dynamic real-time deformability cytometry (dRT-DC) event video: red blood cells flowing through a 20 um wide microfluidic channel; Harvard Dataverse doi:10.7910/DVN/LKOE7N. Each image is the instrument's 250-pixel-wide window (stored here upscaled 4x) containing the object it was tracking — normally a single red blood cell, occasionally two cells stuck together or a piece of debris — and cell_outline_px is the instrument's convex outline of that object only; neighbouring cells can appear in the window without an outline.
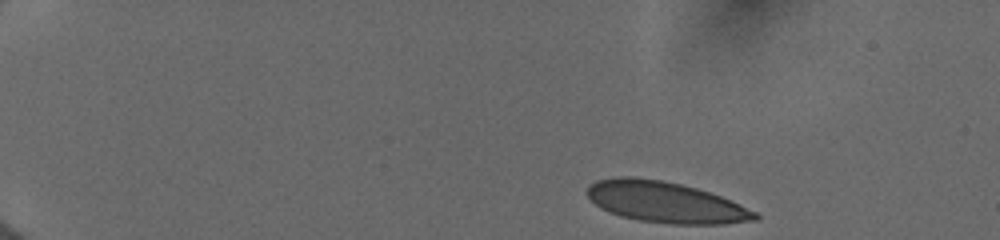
{"species": "human", "species_latin": "Homo sapiens", "temperature_condition": "cold", "stored_images_in_passage": 45, "camera_frame_rate_fps": 3000, "um_per_image_px": 0.085, "donor": {"sex": "female"}, "frame": {"image": 1, "passage_image": 1, "time_ms": 0.0, "image_size_px": [1000, 240], "cell_outline_px": [[760, 216], [756, 220], [724, 224], [672, 224], [640, 220], [620, 216], [596, 204], [584, 192], [588, 184], [596, 180], [616, 176], [632, 176], [664, 180], [696, 188], [720, 196], [756, 212]], "centroid_in_image_um": [56.52, 17.17], "position_along_channel_um": 28.5, "area_um2": 39.94}}
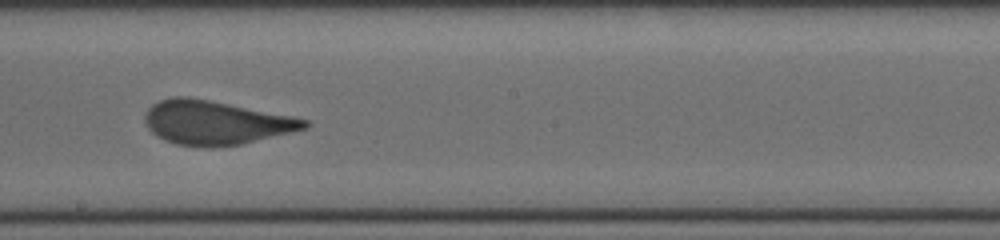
{"frame": {"image": 2, "passage_image": 25, "time_ms": 8.0, "image_size_px": [1000, 240], "cell_outline_px": [[312, 124], [308, 128], [240, 144], [212, 148], [208, 148], [176, 144], [164, 140], [156, 136], [144, 124], [144, 116], [148, 108], [152, 104], [160, 100], [172, 96], [188, 96], [292, 116], [308, 120]], "centroid_in_image_um": [18.29, 10.42], "position_along_channel_um": 229.9, "area_um2": 40.98}}
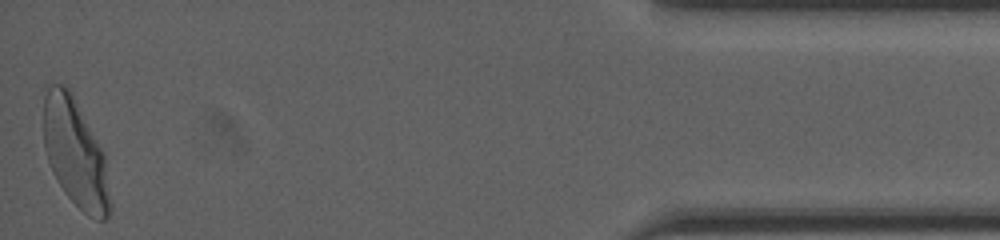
{"frame": {"image": 3, "passage_image": 45, "time_ms": 14.667, "image_size_px": [1000, 240], "cell_outline_px": [[112, 212], [104, 220], [96, 220], [88, 216], [64, 192], [52, 172], [44, 148], [44, 84], [64, 84], [72, 92], [104, 152], [112, 204]], "centroid_in_image_um": [6.41, 13.01], "position_along_channel_um": 428.8, "area_um2": 42.48}, "authors_computed_cell_mechanics": {"area_um2": 40.6912, "velocity_mm_per_s": 3.976, "shape_relaxation_time_tau1_ms": 5.0459, "shape_relaxation_time_tau2_ms": null, "deformation_change_tau1": 0.1704, "deformation_change_tau2": null}}